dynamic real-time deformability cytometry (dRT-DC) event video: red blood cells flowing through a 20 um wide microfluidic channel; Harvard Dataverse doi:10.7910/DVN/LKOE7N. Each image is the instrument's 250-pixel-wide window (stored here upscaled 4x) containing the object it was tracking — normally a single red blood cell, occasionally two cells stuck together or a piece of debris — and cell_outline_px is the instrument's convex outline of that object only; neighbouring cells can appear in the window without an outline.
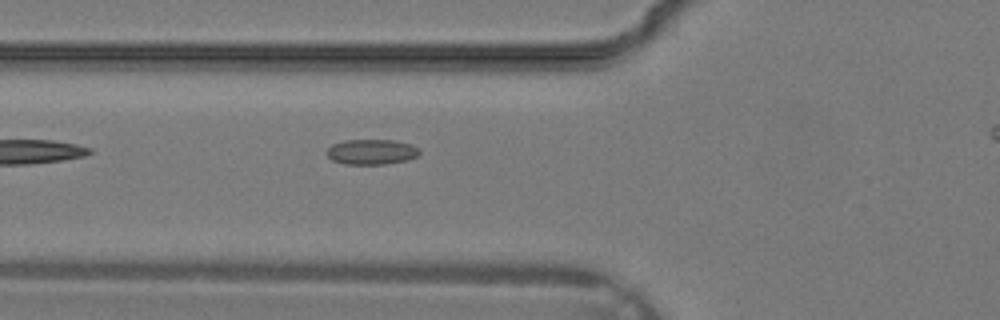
{"species": "common noctule bat (a hibernating species)", "species_latin": "Nyctalus noctula", "temperature_condition": "warm", "stored_images_in_passage": 21, "camera_frame_rate_fps": 3000, "um_per_image_px": 0.085, "animal": {"sex": "male", "body_mass_g": 19.2, "forearm_length_mm": 51.8}, "frame": {"image": 1, "passage_image": 2, "time_ms": 0.333, "image_size_px": [1000, 320], "cell_outline_px": [[420, 152], [416, 156], [408, 160], [384, 164], [344, 164], [332, 160], [324, 152], [332, 144], [344, 140], [392, 140], [412, 144]], "centroid_in_image_um": [31.54, 12.91], "position_along_channel_um": 94.3, "area_um2": 13.64}}
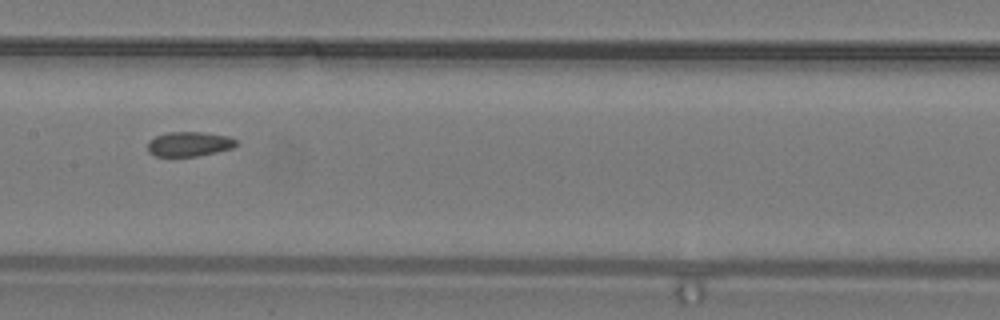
{"frame": {"image": 2, "passage_image": 7, "time_ms": 2.0, "image_size_px": [1000, 320], "cell_outline_px": [[236, 144], [232, 148], [216, 152], [196, 156], [156, 156], [148, 152], [148, 140], [156, 136], [168, 132], [200, 132], [228, 136], [236, 140]], "centroid_in_image_um": [16.05, 12.24], "position_along_channel_um": 191.4, "area_um2": 12.6}}
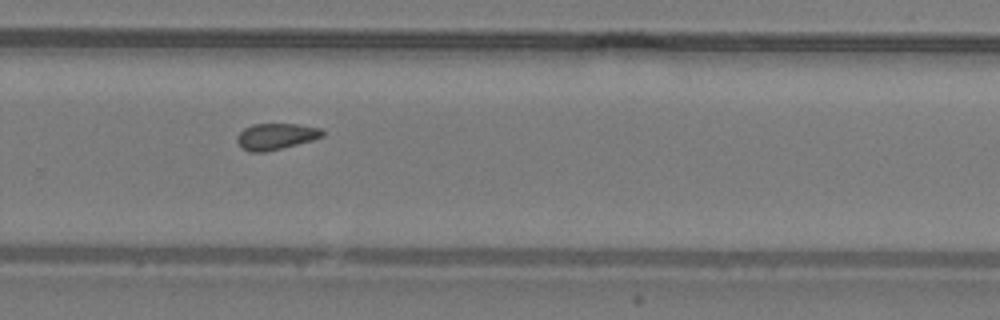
{"frame": {"image": 3, "passage_image": 13, "time_ms": 4.0, "image_size_px": [1000, 320], "cell_outline_px": [[324, 136], [312, 140], [264, 152], [248, 152], [240, 148], [236, 140], [236, 136], [244, 128], [252, 124], [296, 124], [320, 128], [324, 132]], "centroid_in_image_um": [23.4, 11.6], "position_along_channel_um": 306.4, "area_um2": 13.06}}